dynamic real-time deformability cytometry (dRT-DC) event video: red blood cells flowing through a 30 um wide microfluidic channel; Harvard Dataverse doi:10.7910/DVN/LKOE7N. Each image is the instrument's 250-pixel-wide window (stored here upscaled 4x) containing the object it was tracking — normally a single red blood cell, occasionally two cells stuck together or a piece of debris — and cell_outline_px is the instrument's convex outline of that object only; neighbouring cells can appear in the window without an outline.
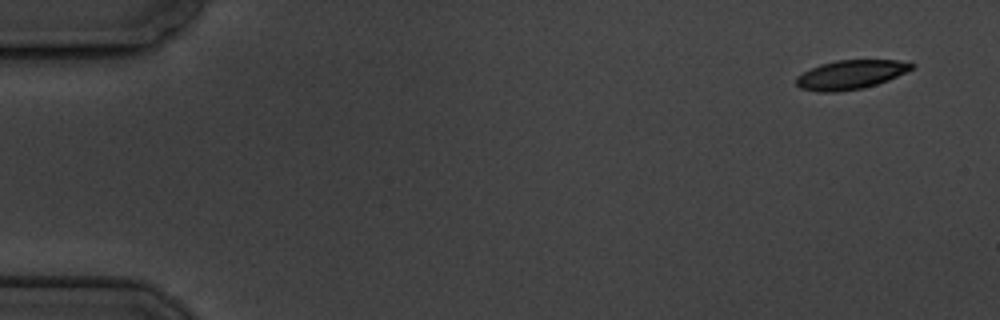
{"species": "common noctule bat (a hibernating species)", "species_latin": "Nyctalus noctula", "temperature_condition": "cold", "stored_images_in_passage": 11, "camera_frame_rate_fps": 3000, "um_per_image_px": 0.085, "animal": {"sex": "male", "body_mass_g": 19.5, "forearm_length_mm": 54.6}, "frame": {"image": 1, "passage_image": 1, "time_ms": 0.0, "image_size_px": [1000, 320], "cell_outline_px": [[916, 64], [912, 68], [888, 80], [864, 88], [836, 92], [820, 92], [800, 88], [796, 84], [796, 76], [820, 64], [836, 60], [896, 60]], "centroid_in_image_um": [72.27, 6.35], "position_along_channel_um": 12.7, "area_um2": 19.36}}
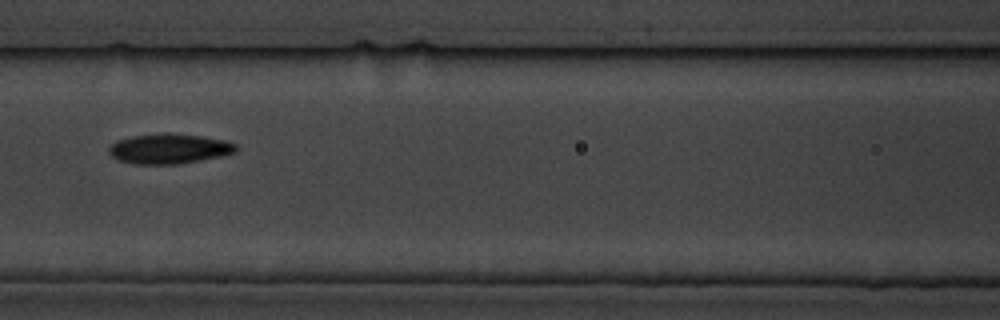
{"frame": {"image": 2, "passage_image": 7, "time_ms": 7.667, "image_size_px": [1000, 320], "cell_outline_px": [[236, 152], [220, 156], [180, 164], [136, 164], [120, 160], [112, 156], [108, 152], [108, 148], [116, 140], [132, 136], [160, 132], [172, 132], [228, 140], [236, 144]], "centroid_in_image_um": [14.38, 12.62], "position_along_channel_um": 152.2, "area_um2": 22.43}}
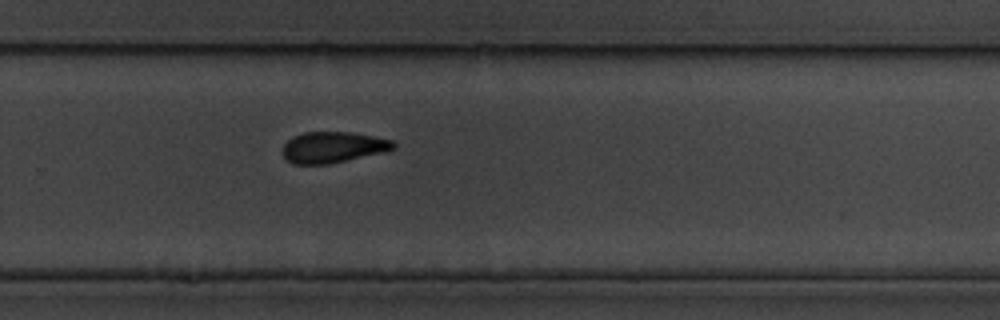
{"frame": {"image": 3, "passage_image": 11, "time_ms": 12.0, "image_size_px": [1000, 320], "cell_outline_px": [[396, 148], [384, 152], [328, 164], [292, 164], [280, 152], [284, 144], [288, 140], [304, 132], [352, 132], [392, 140], [396, 144]], "centroid_in_image_um": [28.29, 12.52], "position_along_channel_um": 301.5, "area_um2": 20.0}}